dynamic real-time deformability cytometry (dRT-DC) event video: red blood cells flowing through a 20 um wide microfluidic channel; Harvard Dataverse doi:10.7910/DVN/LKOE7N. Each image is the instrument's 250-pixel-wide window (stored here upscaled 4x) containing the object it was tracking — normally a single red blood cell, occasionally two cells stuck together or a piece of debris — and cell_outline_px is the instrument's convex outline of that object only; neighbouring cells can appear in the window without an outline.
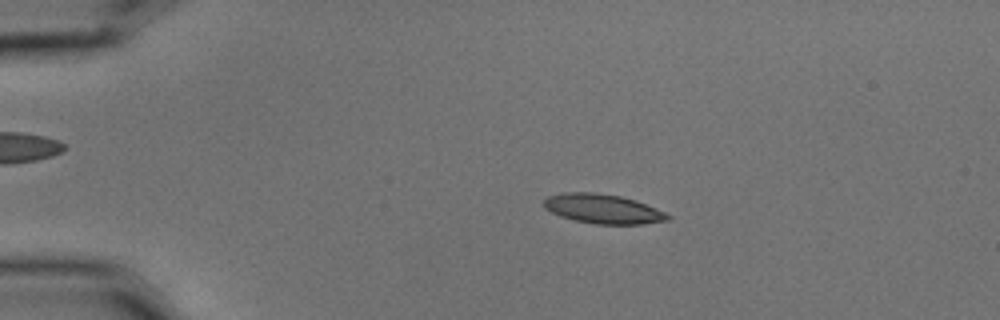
{"species": "common noctule bat (a hibernating species)", "species_latin": "Nyctalus noctula", "temperature_condition": "cold", "stored_images_in_passage": 56, "camera_frame_rate_fps": 3000, "um_per_image_px": 0.085, "animal": {"sex": "male", "body_mass_g": 15.6}, "frame": {"image": 1, "passage_image": 11, "time_ms": 3.333, "image_size_px": [1000, 320], "cell_outline_px": [[672, 216], [668, 220], [644, 224], [596, 224], [576, 220], [560, 216], [544, 208], [544, 200], [548, 196], [564, 192], [592, 192], [620, 196], [636, 200], [656, 208]], "centroid_in_image_um": [51.26, 17.75], "position_along_channel_um": 33.7, "area_um2": 21.15}}
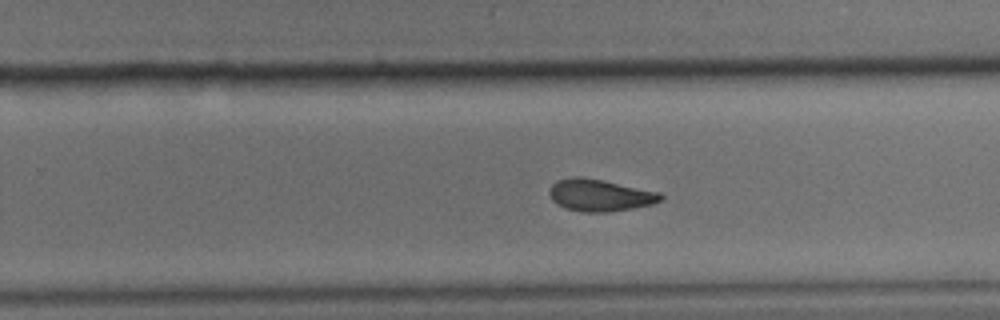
{"frame": {"image": 2, "passage_image": 36, "time_ms": 11.667, "image_size_px": [1000, 320], "cell_outline_px": [[664, 196], [660, 200], [652, 204], [632, 208], [608, 212], [580, 212], [564, 208], [556, 204], [552, 200], [548, 192], [552, 184], [556, 180], [568, 176], [580, 176], [604, 180], [660, 192]], "centroid_in_image_um": [50.94, 16.58], "position_along_channel_um": 278.9, "area_um2": 21.04}}
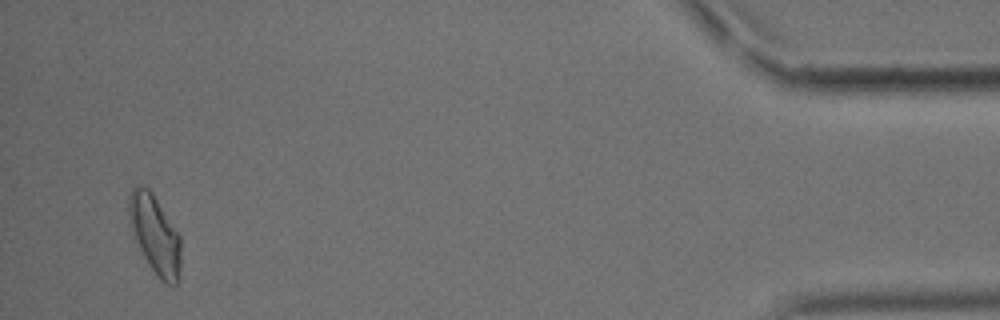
{"frame": {"image": 3, "passage_image": 54, "time_ms": 17.667, "image_size_px": [1000, 320], "cell_outline_px": [[180, 276], [176, 284], [172, 288], [160, 280], [144, 256], [132, 236], [128, 224], [128, 196], [132, 188], [136, 184], [140, 184], [148, 188], [152, 192], [180, 236]], "centroid_in_image_um": [13.14, 19.92], "position_along_channel_um": 422.1, "area_um2": 24.16}, "authors_computed_cell_mechanics": {"area_um2": 21.0681, "velocity_mm_per_s": 3.5541, "shape_relaxation_time_tau1_ms": 8.8139, "shape_relaxation_time_tau2_ms": 2.8653, "deformation_change_tau1": 0.1909, "deformation_change_tau2": 0.0912}}